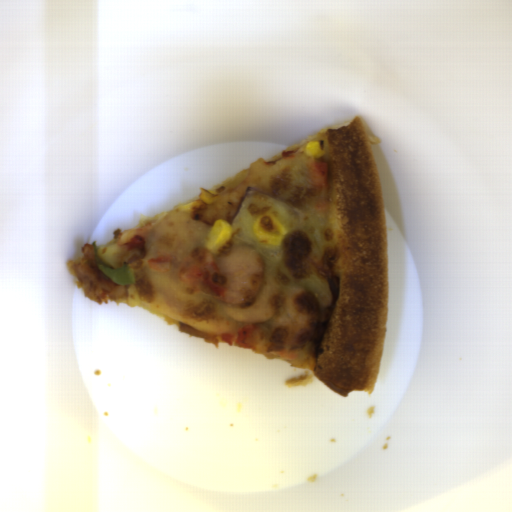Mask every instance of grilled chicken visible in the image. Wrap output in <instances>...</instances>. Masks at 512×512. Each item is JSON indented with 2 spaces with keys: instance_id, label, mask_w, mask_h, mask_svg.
Here are the masks:
<instances>
[{
  "instance_id": "grilled-chicken-1",
  "label": "grilled chicken",
  "mask_w": 512,
  "mask_h": 512,
  "mask_svg": "<svg viewBox=\"0 0 512 512\" xmlns=\"http://www.w3.org/2000/svg\"><path fill=\"white\" fill-rule=\"evenodd\" d=\"M180 280L200 293L214 296L226 285L214 255L197 249L183 265Z\"/></svg>"
},
{
  "instance_id": "grilled-chicken-2",
  "label": "grilled chicken",
  "mask_w": 512,
  "mask_h": 512,
  "mask_svg": "<svg viewBox=\"0 0 512 512\" xmlns=\"http://www.w3.org/2000/svg\"><path fill=\"white\" fill-rule=\"evenodd\" d=\"M81 258L73 265L77 282L83 294L91 301L104 302L119 284L113 282L97 266L93 245L84 244Z\"/></svg>"
}]
</instances>
